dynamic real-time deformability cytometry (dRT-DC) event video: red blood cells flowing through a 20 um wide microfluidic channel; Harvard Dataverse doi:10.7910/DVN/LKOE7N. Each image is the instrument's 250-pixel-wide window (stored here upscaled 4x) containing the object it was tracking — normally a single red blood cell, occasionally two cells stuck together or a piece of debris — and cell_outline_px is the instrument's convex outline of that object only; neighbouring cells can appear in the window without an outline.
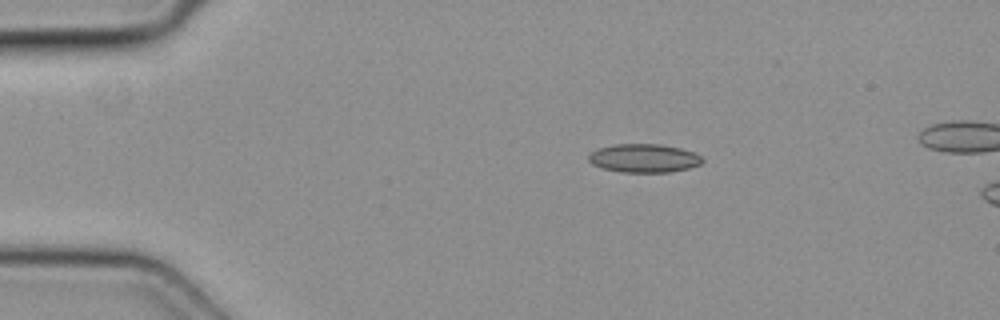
{"species": "common noctule bat (a hibernating species)", "species_latin": "Nyctalus noctula", "temperature_condition": "cold", "stored_images_in_passage": 3, "camera_frame_rate_fps": 3000, "um_per_image_px": 0.085, "animal": {"sex": "female", "body_mass_g": 19.3, "forearm_length_mm": 54.1}, "frame": {"image": 1, "passage_image": 1, "time_ms": 0.0, "image_size_px": [1000, 320], "cell_outline_px": [[704, 160], [700, 164], [688, 168], [668, 172], [620, 172], [604, 168], [592, 164], [588, 160], [588, 156], [592, 152], [600, 148], [616, 144], [660, 144], [680, 148], [692, 152], [700, 156]], "centroid_in_image_um": [54.73, 13.45], "position_along_channel_um": 30.3, "area_um2": 18.67}}